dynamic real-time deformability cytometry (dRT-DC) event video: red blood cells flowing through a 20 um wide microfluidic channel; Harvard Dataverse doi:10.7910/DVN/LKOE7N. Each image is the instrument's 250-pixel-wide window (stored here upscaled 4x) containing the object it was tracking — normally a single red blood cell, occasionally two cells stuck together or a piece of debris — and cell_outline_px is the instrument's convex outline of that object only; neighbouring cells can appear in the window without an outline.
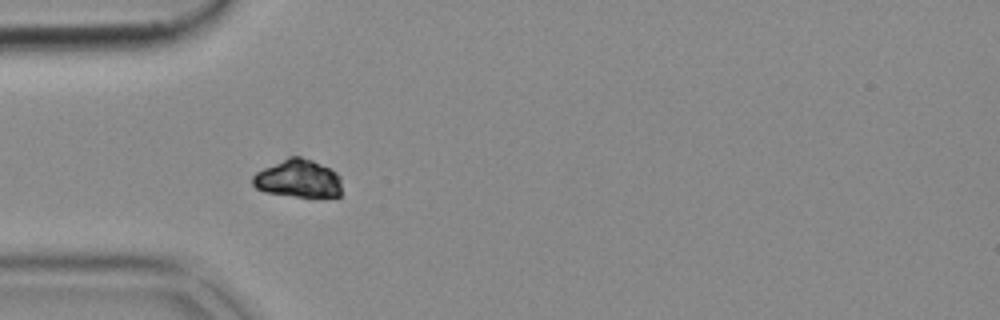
{"species": "common noctule bat (a hibernating species)", "species_latin": "Nyctalus noctula", "temperature_condition": "cold", "stored_images_in_passage": 38, "camera_frame_rate_fps": 3000, "um_per_image_px": 0.085, "animal": {"sex": "female", "body_mass_g": 18.4}, "frame": {"image": 1, "passage_image": 1, "time_ms": 0.0, "image_size_px": [1000, 320], "cell_outline_px": [[340, 196], [296, 196], [264, 192], [256, 188], [252, 184], [252, 176], [256, 172], [288, 156], [300, 156], [312, 160], [336, 172], [340, 176]], "centroid_in_image_um": [25.31, 15.17], "position_along_channel_um": 59.7, "area_um2": 19.54}}
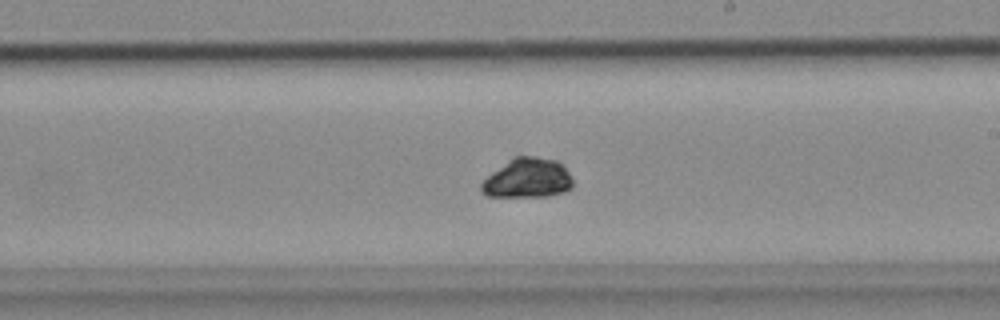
{"frame": {"image": 2, "passage_image": 16, "time_ms": 5.0, "image_size_px": [1000, 320], "cell_outline_px": [[572, 188], [564, 192], [548, 196], [488, 196], [480, 188], [480, 184], [492, 172], [516, 156], [536, 156], [556, 160], [564, 164], [572, 180]], "centroid_in_image_um": [44.88, 15.14], "position_along_channel_um": 244.1, "area_um2": 20.92}}
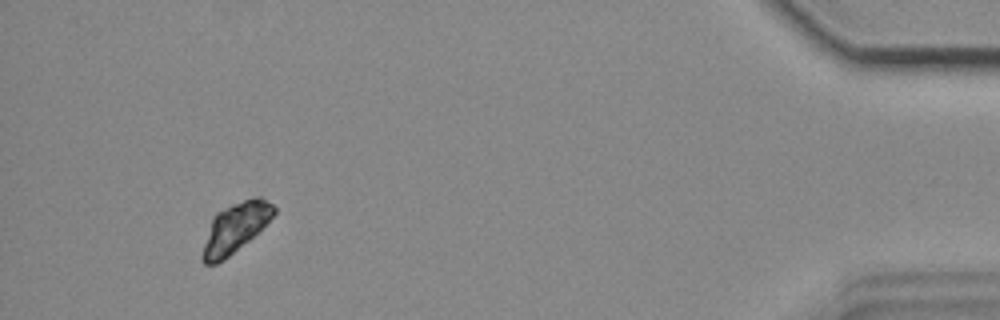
{"frame": {"image": 3, "passage_image": 35, "time_ms": 11.333, "image_size_px": [1000, 320], "cell_outline_px": [[276, 212], [248, 240], [224, 260], [216, 264], [204, 264], [200, 260], [200, 256], [212, 220], [216, 212], [232, 204], [252, 196], [260, 196], [272, 204], [276, 208]], "centroid_in_image_um": [19.97, 19.36], "position_along_channel_um": 415.2, "area_um2": 20.23}}